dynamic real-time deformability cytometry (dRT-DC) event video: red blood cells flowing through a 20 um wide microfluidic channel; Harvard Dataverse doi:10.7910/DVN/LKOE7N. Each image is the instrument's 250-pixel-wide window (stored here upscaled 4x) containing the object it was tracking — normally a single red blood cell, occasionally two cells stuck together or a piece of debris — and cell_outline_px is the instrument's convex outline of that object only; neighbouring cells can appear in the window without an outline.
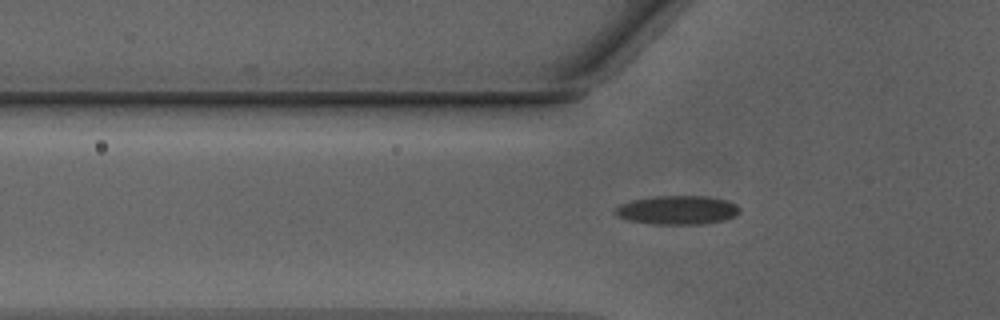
{"species": "Egyptian fruit bat (a non-hibernating species)", "species_latin": "Rousettus aegyptiacus", "temperature_condition": "warm", "stored_images_in_passage": 30, "camera_frame_rate_fps": 3000, "um_per_image_px": 0.085, "animal": {"sex": "male"}, "frame": {"image": 1, "passage_image": 2, "time_ms": 0.333, "image_size_px": [1000, 320], "cell_outline_px": [[740, 212], [736, 216], [724, 220], [704, 224], [652, 224], [628, 220], [616, 216], [612, 212], [620, 204], [632, 200], [656, 196], [708, 196], [724, 200], [736, 204], [740, 208]], "centroid_in_image_um": [57.57, 17.86], "position_along_channel_um": 68.2, "area_um2": 21.04}}
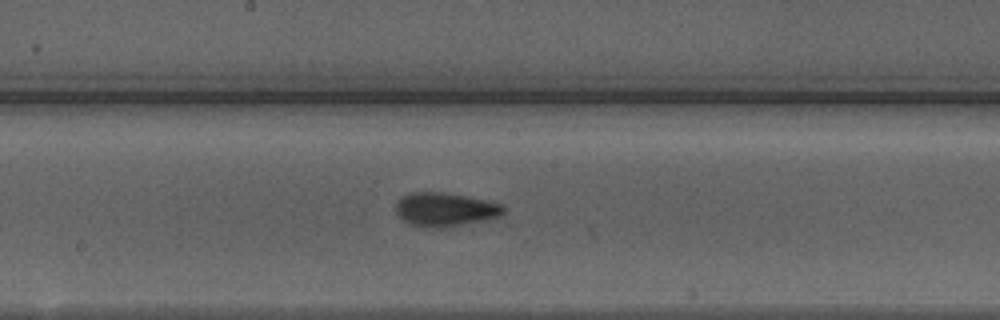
{"frame": {"image": 2, "passage_image": 12, "time_ms": 3.667, "image_size_px": [1000, 320], "cell_outline_px": [[508, 208], [500, 216], [444, 228], [424, 228], [408, 224], [396, 212], [396, 204], [404, 196], [412, 192], [440, 192], [468, 196], [500, 204]], "centroid_in_image_um": [37.83, 17.82], "position_along_channel_um": 210.4, "area_um2": 21.04}}
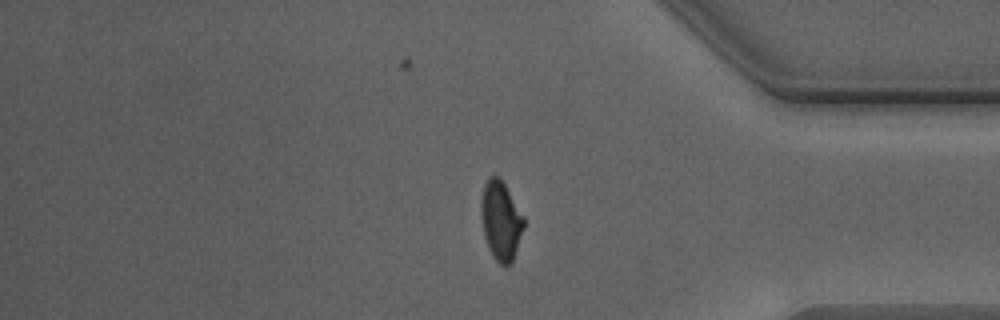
{"frame": {"image": 3, "passage_image": 26, "time_ms": 8.333, "image_size_px": [1000, 320], "cell_outline_px": [[524, 224], [512, 260], [508, 264], [500, 264], [492, 256], [488, 248], [484, 236], [480, 212], [480, 200], [484, 184], [488, 176], [500, 176], [524, 216]], "centroid_in_image_um": [42.53, 18.68], "position_along_channel_um": 392.7, "area_um2": 19.59}, "authors_computed_cell_mechanics": {"area_um2": 19.8254, "velocity_mm_per_s": 4.2988, "shape_relaxation_time_tau1_ms": 4.5411, "shape_relaxation_time_tau2_ms": 1.3395, "deformation_change_tau1": 0.1703, "deformation_change_tau2": 0.0781}}